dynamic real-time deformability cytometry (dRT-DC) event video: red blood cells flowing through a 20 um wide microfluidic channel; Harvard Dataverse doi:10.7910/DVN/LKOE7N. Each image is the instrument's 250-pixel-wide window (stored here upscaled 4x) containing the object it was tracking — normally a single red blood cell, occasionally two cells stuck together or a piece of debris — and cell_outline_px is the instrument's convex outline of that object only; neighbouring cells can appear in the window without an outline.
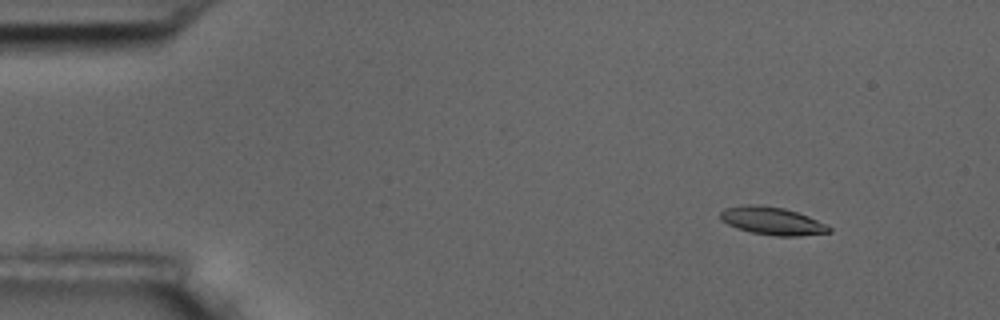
{"species": "common noctule bat (a hibernating species)", "species_latin": "Nyctalus noctula", "temperature_condition": "room temperature", "stored_images_in_passage": 5, "camera_frame_rate_fps": 3000, "um_per_image_px": 0.085, "animal": {"sex": "male", "body_mass_g": 17.5, "forearm_length_mm": 52.3}, "frame": {"image": 1, "passage_image": 2, "time_ms": 1.333, "image_size_px": [1000, 320], "cell_outline_px": [[832, 232], [800, 236], [776, 236], [752, 232], [736, 228], [720, 220], [720, 212], [724, 208], [748, 204], [756, 204], [784, 208], [808, 216], [832, 228]], "centroid_in_image_um": [65.61, 18.78], "position_along_channel_um": 19.4, "area_um2": 17.57}}
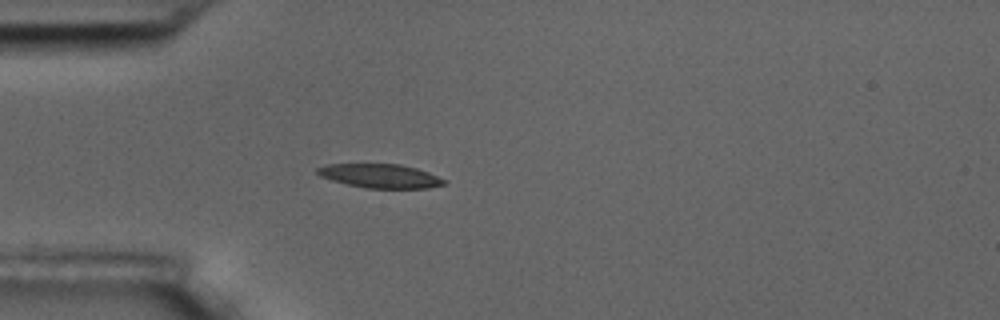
{"frame": {"image": 2, "passage_image": 5, "time_ms": 4.667, "image_size_px": [1000, 320], "cell_outline_px": [[444, 184], [428, 188], [368, 188], [348, 184], [332, 180], [320, 176], [316, 172], [316, 168], [324, 164], [400, 164], [416, 168], [428, 172], [444, 180]], "centroid_in_image_um": [32.27, 14.94], "position_along_channel_um": 52.7, "area_um2": 17.46}}